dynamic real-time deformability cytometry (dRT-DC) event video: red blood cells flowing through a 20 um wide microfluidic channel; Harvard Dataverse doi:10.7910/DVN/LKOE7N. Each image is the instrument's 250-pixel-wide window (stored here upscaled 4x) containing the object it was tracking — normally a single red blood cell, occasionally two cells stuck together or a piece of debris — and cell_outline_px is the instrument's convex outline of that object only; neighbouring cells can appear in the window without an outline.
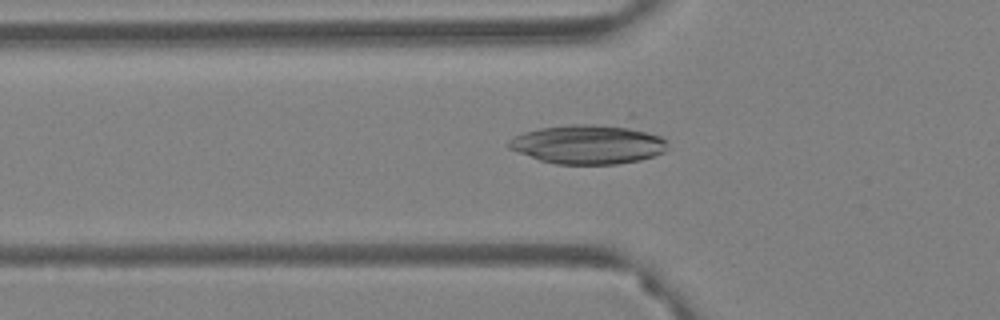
{"species": "Egyptian fruit bat (a non-hibernating species)", "species_latin": "Rousettus aegyptiacus", "temperature_condition": "warm", "stored_images_in_passage": 59, "camera_frame_rate_fps": 3000, "um_per_image_px": 0.085, "animal": {"sex": "female"}, "frame": {"image": 1, "passage_image": 21, "time_ms": 6.667, "image_size_px": [1000, 320], "cell_outline_px": [[668, 148], [664, 152], [640, 160], [616, 164], [556, 164], [540, 160], [508, 148], [508, 140], [524, 132], [540, 128], [632, 112], [668, 140]], "centroid_in_image_um": [50.37, 12.03], "position_along_channel_um": 75.4, "area_um2": 41.62}}
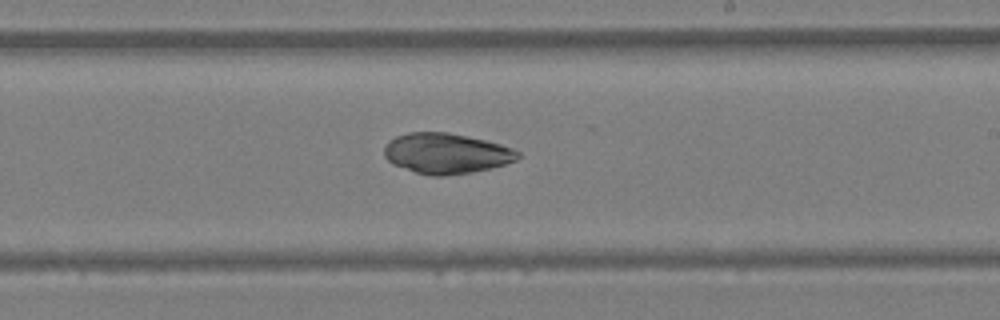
{"frame": {"image": 2, "passage_image": 36, "time_ms": 11.667, "image_size_px": [1000, 320], "cell_outline_px": [[520, 156], [516, 160], [492, 168], [472, 172], [444, 176], [432, 176], [416, 172], [392, 164], [384, 156], [384, 148], [388, 140], [396, 136], [408, 132], [448, 132], [484, 140], [500, 144], [512, 148], [520, 152]], "centroid_in_image_um": [37.91, 13.04], "position_along_channel_um": 251.1, "area_um2": 31.5}}
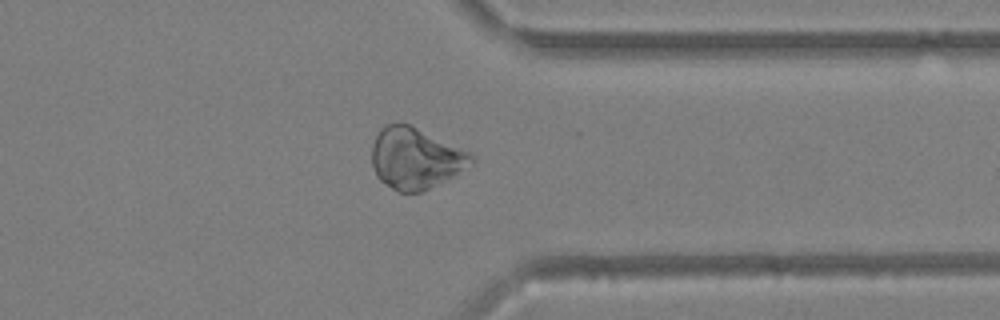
{"frame": {"image": 3, "passage_image": 47, "time_ms": 15.333, "image_size_px": [1000, 320], "cell_outline_px": [[476, 156], [472, 160], [452, 176], [420, 192], [400, 192], [392, 188], [380, 180], [376, 176], [372, 164], [372, 144], [380, 128], [384, 124], [396, 120], [408, 124], [468, 152]], "centroid_in_image_um": [35.21, 13.42], "position_along_channel_um": 376.2, "area_um2": 34.74}}